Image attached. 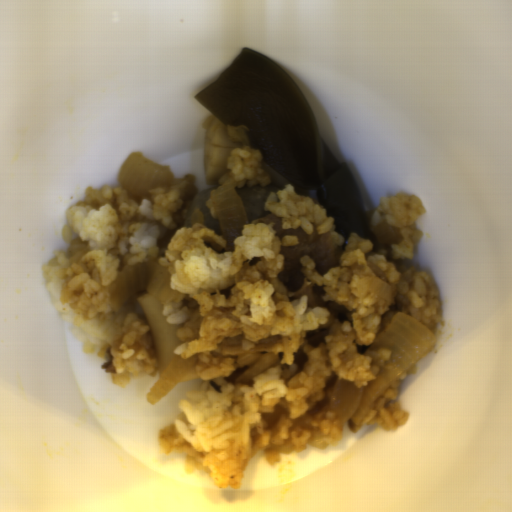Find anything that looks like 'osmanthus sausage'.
I'll return each mask as SVG.
<instances>
[{"mask_svg":"<svg viewBox=\"0 0 512 512\" xmlns=\"http://www.w3.org/2000/svg\"><path fill=\"white\" fill-rule=\"evenodd\" d=\"M205 129L203 175L208 185L219 184L220 178L230 172L227 161L235 148L250 147L247 127L242 124H223L213 114L203 123Z\"/></svg>","mask_w":512,"mask_h":512,"instance_id":"d35146e8","label":"osmanthus sausage"}]
</instances>
